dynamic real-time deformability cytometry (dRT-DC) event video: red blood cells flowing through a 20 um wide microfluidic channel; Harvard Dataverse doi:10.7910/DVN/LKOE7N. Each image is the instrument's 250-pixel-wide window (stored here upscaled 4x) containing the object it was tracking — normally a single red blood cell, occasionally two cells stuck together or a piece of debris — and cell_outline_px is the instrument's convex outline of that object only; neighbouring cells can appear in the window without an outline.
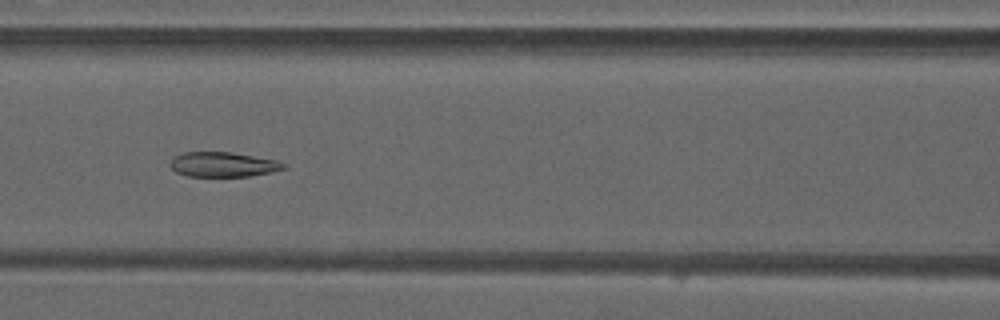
{"species": "common noctule bat (a hibernating species)", "species_latin": "Nyctalus noctula", "temperature_condition": "warm", "stored_images_in_passage": 48, "camera_frame_rate_fps": 3000, "um_per_image_px": 0.085, "animal": {"sex": "male", "forearm_length_mm": 52.5}, "frame": {"image": 1, "passage_image": 21, "time_ms": 6.667, "image_size_px": [1000, 320], "cell_outline_px": [[284, 168], [272, 172], [248, 176], [188, 176], [176, 172], [168, 164], [172, 156], [184, 152], [232, 152], [276, 160], [284, 164]], "centroid_in_image_um": [18.89, 13.97], "position_along_channel_um": 147.7, "area_um2": 16.36}}
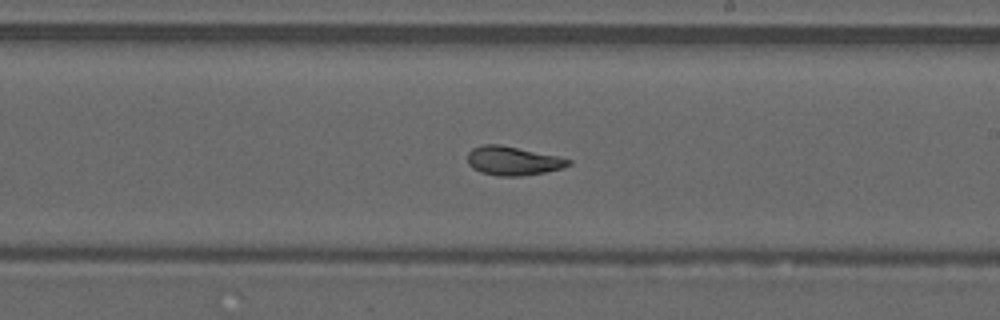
{"frame": {"image": 2, "passage_image": 28, "time_ms": 9.0, "image_size_px": [1000, 320], "cell_outline_px": [[572, 164], [560, 168], [544, 172], [520, 176], [500, 176], [480, 172], [472, 168], [468, 164], [468, 152], [472, 148], [484, 144], [500, 144], [556, 156], [572, 160]], "centroid_in_image_um": [43.56, 13.67], "position_along_channel_um": 245.4, "area_um2": 16.82}}
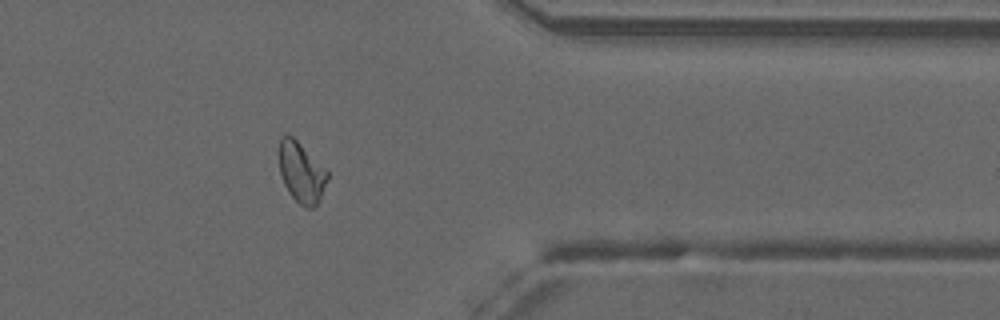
{"frame": {"image": 3, "passage_image": 39, "time_ms": 12.667, "image_size_px": [1000, 320], "cell_outline_px": [[328, 176], [320, 196], [316, 204], [312, 208], [304, 208], [288, 192], [284, 184], [280, 172], [280, 136], [288, 132], [328, 172]], "centroid_in_image_um": [25.58, 14.64], "position_along_channel_um": 385.8, "area_um2": 16.53}, "authors_computed_cell_mechanics": {"area_um2": 18.0914, "velocity_mm_per_s": 4.2021, "shape_relaxation_time_tau1_ms": null, "shape_relaxation_time_tau2_ms": 1.9707, "deformation_change_tau1": null, "deformation_change_tau2": 0.0585}}